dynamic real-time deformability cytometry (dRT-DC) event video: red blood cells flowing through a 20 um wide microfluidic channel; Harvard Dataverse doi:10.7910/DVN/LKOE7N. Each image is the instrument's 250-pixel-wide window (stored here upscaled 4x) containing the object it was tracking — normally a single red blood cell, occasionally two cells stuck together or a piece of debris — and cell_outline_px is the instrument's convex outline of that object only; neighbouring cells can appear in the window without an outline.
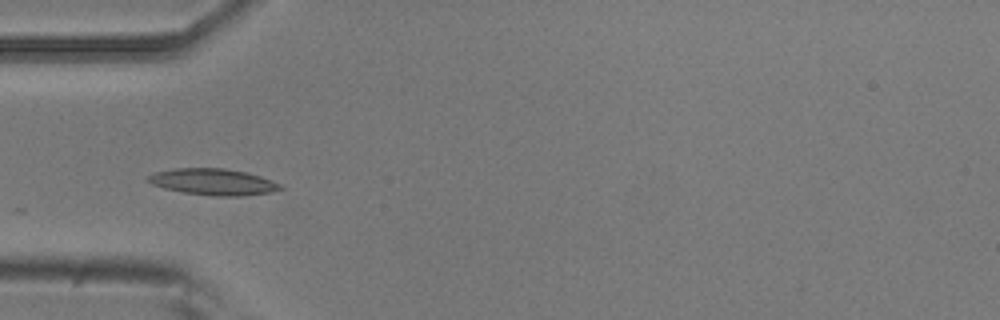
{"species": "common noctule bat (a hibernating species)", "species_latin": "Nyctalus noctula", "temperature_condition": "room temperature", "stored_images_in_passage": 5, "camera_frame_rate_fps": 3000, "um_per_image_px": 0.085, "animal": {"sex": "male", "body_mass_g": 20.5, "forearm_length_mm": 52.5}, "frame": {"image": 1, "passage_image": 5, "time_ms": 4.667, "image_size_px": [1000, 320], "cell_outline_px": [[284, 188], [272, 192], [240, 196], [212, 196], [184, 192], [164, 188], [152, 184], [144, 180], [148, 176], [156, 172], [172, 168], [224, 168], [244, 172], [260, 176], [272, 180], [280, 184]], "centroid_in_image_um": [18.1, 15.46], "position_along_channel_um": 66.9, "area_um2": 20.35}}